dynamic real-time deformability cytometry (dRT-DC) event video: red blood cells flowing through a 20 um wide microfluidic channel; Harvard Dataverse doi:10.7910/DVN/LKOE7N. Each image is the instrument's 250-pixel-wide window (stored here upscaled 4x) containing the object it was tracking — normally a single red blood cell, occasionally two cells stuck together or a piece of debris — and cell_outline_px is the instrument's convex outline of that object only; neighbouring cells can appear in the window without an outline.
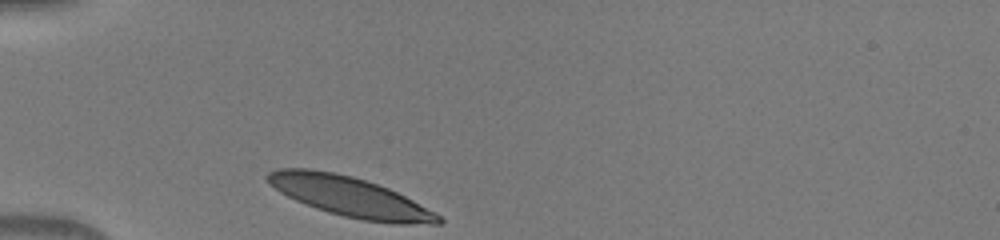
{"species": "human", "species_latin": "Homo sapiens", "temperature_condition": "warm", "stored_images_in_passage": 29, "camera_frame_rate_fps": 3000, "um_per_image_px": 0.085, "donor": {"sex": "male"}, "frame": {"image": 1, "passage_image": 1, "time_ms": 0.0, "image_size_px": [1000, 240], "cell_outline_px": [[444, 220], [440, 224], [392, 224], [364, 220], [344, 216], [328, 212], [316, 208], [296, 200], [280, 192], [264, 176], [268, 172], [280, 168], [308, 168], [332, 172], [352, 176], [388, 188], [412, 200], [440, 216]], "centroid_in_image_um": [29.74, 16.72], "position_along_channel_um": 55.3, "area_um2": 39.13}}